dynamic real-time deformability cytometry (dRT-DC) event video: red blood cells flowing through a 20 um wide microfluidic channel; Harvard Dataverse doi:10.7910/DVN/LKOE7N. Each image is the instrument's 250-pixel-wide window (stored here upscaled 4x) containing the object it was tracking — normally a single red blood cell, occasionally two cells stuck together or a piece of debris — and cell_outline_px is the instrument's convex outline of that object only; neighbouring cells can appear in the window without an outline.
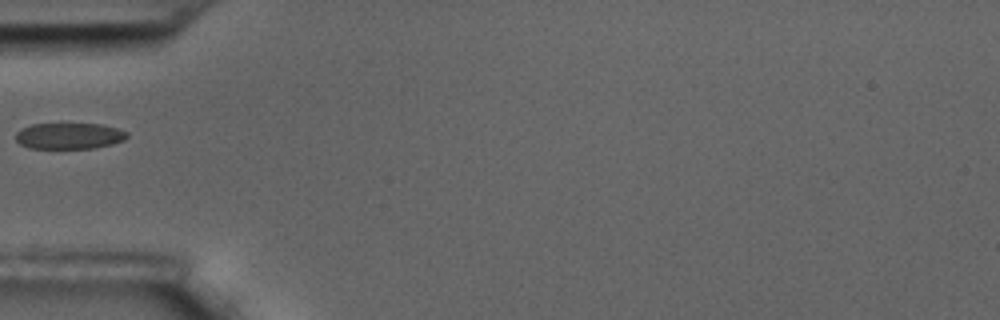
{"species": "common noctule bat (a hibernating species)", "species_latin": "Nyctalus noctula", "temperature_condition": "room temperature", "stored_images_in_passage": 40, "camera_frame_rate_fps": 3000, "um_per_image_px": 0.085, "animal": {"sex": "male", "body_mass_g": 17.5, "forearm_length_mm": 52.3}, "frame": {"image": 1, "passage_image": 1, "time_ms": 0.0, "image_size_px": [1000, 320], "cell_outline_px": [[128, 136], [124, 140], [112, 144], [92, 148], [28, 148], [20, 144], [16, 140], [16, 132], [20, 128], [32, 124], [100, 124], [116, 128], [128, 132]], "centroid_in_image_um": [5.86, 11.55], "position_along_channel_um": 79.1, "area_um2": 16.94}}
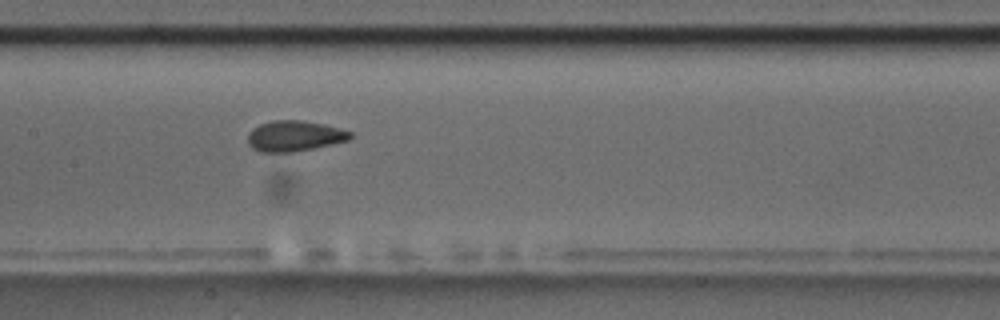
{"frame": {"image": 2, "passage_image": 10, "time_ms": 3.0, "image_size_px": [1000, 320], "cell_outline_px": [[352, 136], [348, 140], [296, 152], [260, 152], [252, 148], [248, 144], [248, 132], [252, 128], [260, 124], [272, 120], [300, 120], [324, 124], [352, 132]], "centroid_in_image_um": [24.99, 11.56], "position_along_channel_um": 182.4, "area_um2": 18.32}}
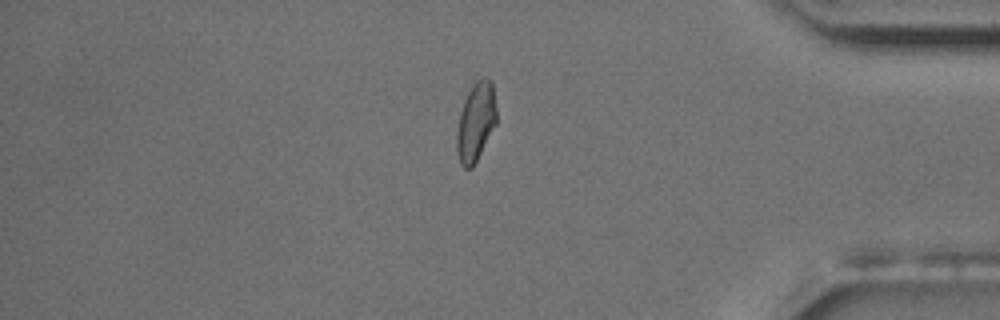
{"frame": {"image": 3, "passage_image": 31, "time_ms": 10.0, "image_size_px": [1000, 320], "cell_outline_px": [[496, 124], [472, 168], [464, 168], [460, 164], [456, 148], [456, 132], [460, 112], [464, 100], [472, 84], [476, 80], [492, 80], [496, 108]], "centroid_in_image_um": [40.43, 10.38], "position_along_channel_um": 394.8, "area_um2": 18.09}}